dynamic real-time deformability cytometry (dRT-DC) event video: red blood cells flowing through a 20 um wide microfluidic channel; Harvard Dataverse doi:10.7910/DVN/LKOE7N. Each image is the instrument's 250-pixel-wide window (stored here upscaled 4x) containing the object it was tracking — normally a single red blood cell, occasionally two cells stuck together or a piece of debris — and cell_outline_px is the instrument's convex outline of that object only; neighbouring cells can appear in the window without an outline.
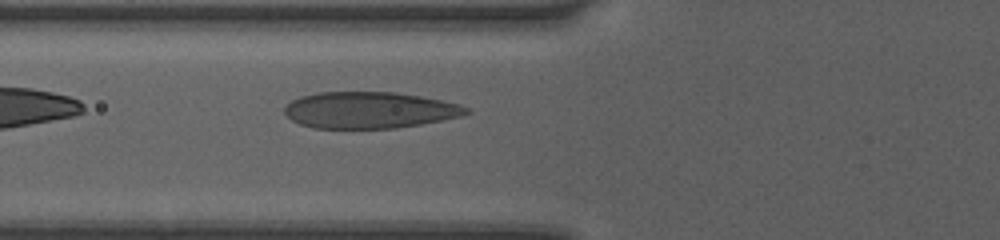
{"species": "human", "species_latin": "Homo sapiens", "temperature_condition": "room temperature", "stored_images_in_passage": 2, "camera_frame_rate_fps": 3000, "um_per_image_px": 0.085, "donor": {"sex": "female"}, "frame": {"image": 1, "passage_image": 2, "time_ms": 0.667, "image_size_px": [1000, 240], "cell_outline_px": [[472, 112], [460, 116], [420, 124], [396, 128], [312, 128], [300, 124], [292, 120], [284, 112], [284, 104], [300, 96], [320, 92], [396, 92], [420, 96], [440, 100], [456, 104], [468, 108]], "centroid_in_image_um": [31.35, 9.35], "position_along_channel_um": 94.5, "area_um2": 38.49}}